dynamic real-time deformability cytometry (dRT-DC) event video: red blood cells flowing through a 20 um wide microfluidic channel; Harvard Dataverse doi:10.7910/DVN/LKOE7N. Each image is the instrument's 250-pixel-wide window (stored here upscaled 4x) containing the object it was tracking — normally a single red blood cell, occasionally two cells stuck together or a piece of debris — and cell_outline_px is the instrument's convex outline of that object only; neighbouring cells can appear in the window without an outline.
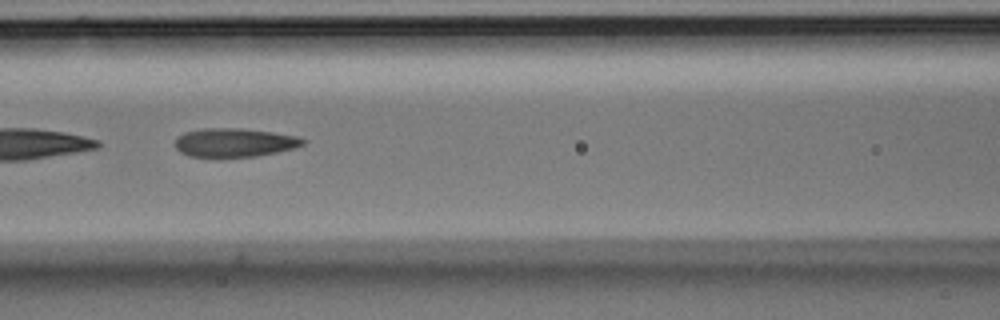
{"species": "Egyptian fruit bat (a non-hibernating species)", "species_latin": "Rousettus aegyptiacus", "temperature_condition": "room temperature", "stored_images_in_passage": 29, "camera_frame_rate_fps": 3000, "um_per_image_px": 0.085, "animal": {"sex": "male"}, "frame": {"image": 1, "passage_image": 22, "time_ms": 7.0, "image_size_px": [1000, 320], "cell_outline_px": [[304, 144], [292, 148], [276, 152], [256, 156], [216, 160], [188, 156], [180, 152], [176, 148], [176, 136], [184, 132], [204, 128], [240, 128], [272, 132], [296, 136], [304, 140]], "centroid_in_image_um": [19.82, 12.16], "position_along_channel_um": 146.8, "area_um2": 22.02}}